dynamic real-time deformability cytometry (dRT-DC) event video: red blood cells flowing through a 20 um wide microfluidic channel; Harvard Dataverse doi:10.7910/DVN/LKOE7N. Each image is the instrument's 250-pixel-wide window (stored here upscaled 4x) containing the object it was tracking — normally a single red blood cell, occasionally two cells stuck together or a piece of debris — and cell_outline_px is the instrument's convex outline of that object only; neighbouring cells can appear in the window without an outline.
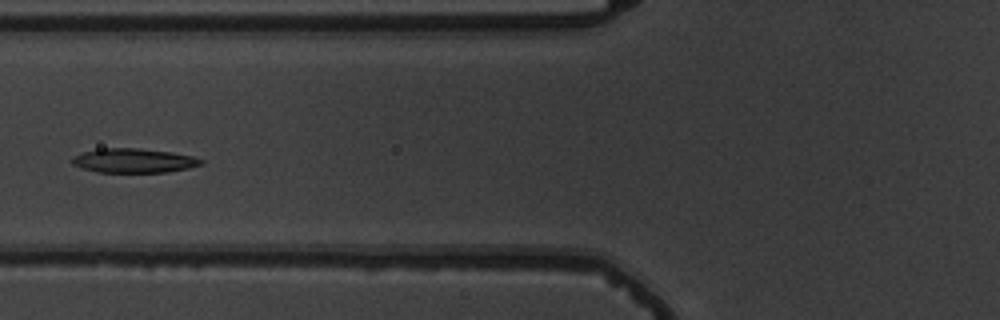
{"species": "common noctule bat (a hibernating species)", "species_latin": "Nyctalus noctula", "temperature_condition": "warm", "stored_images_in_passage": 9, "camera_frame_rate_fps": 3000, "um_per_image_px": 0.085, "animal": {"sex": "male", "body_mass_g": 19.5, "forearm_length_mm": 54.6}, "frame": {"image": 1, "passage_image": 7, "time_ms": 7.0, "image_size_px": [1000, 320], "cell_outline_px": [[204, 164], [188, 168], [168, 172], [96, 172], [80, 168], [72, 164], [68, 160], [72, 156], [84, 152], [100, 148], [140, 148], [172, 152], [192, 156], [204, 160]], "centroid_in_image_um": [11.33, 13.65], "position_along_channel_um": 114.5, "area_um2": 18.5}}
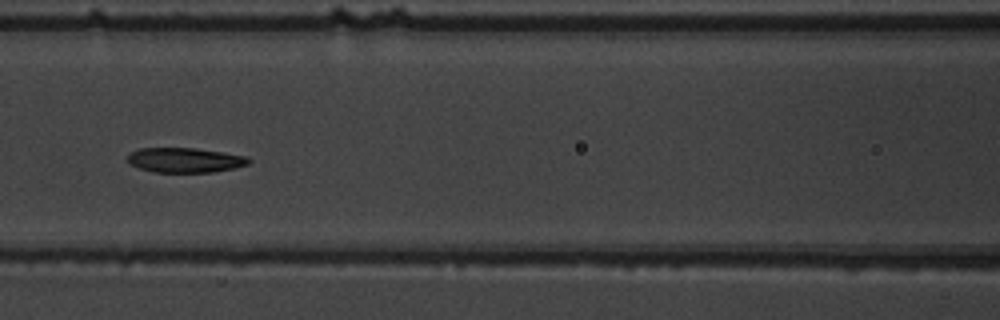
{"frame": {"image": 2, "passage_image": 8, "time_ms": 8.0, "image_size_px": [1000, 320], "cell_outline_px": [[252, 160], [248, 164], [236, 168], [212, 172], [152, 172], [128, 164], [128, 156], [132, 152], [140, 148], [196, 148], [248, 156]], "centroid_in_image_um": [15.75, 13.61], "position_along_channel_um": 150.8, "area_um2": 17.57}}
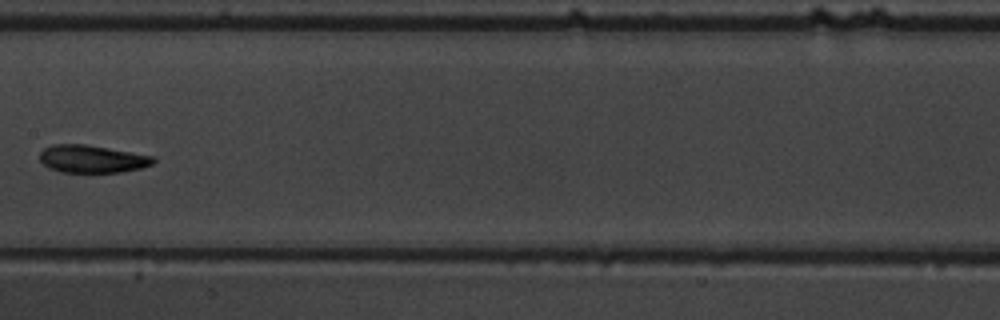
{"frame": {"image": 3, "passage_image": 9, "time_ms": 9.333, "image_size_px": [1000, 320], "cell_outline_px": [[156, 160], [152, 164], [140, 168], [120, 172], [60, 172], [48, 168], [40, 160], [40, 152], [44, 148], [52, 144], [84, 144], [156, 156]], "centroid_in_image_um": [7.82, 13.5], "position_along_channel_um": 199.6, "area_um2": 18.32}}